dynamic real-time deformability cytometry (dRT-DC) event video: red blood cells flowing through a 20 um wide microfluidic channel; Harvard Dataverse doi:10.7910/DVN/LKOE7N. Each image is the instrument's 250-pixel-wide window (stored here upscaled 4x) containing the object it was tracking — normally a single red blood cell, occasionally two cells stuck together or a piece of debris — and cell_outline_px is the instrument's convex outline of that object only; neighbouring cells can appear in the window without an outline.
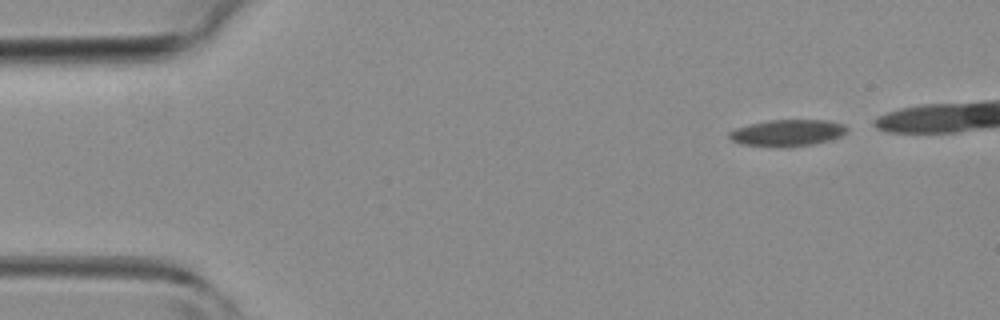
{"species": "common noctule bat (a hibernating species)", "species_latin": "Nyctalus noctula", "temperature_condition": "room temperature", "stored_images_in_passage": 7, "camera_frame_rate_fps": 3000, "um_per_image_px": 0.085, "animal": {"sex": "female", "body_mass_g": 19.3, "forearm_length_mm": 54.1}, "frame": {"image": 1, "passage_image": 1, "time_ms": 0.0, "image_size_px": [1000, 320], "cell_outline_px": [[848, 132], [844, 136], [832, 140], [812, 144], [784, 148], [740, 144], [732, 140], [728, 136], [728, 132], [736, 128], [748, 124], [768, 120], [828, 120], [844, 124], [848, 128]], "centroid_in_image_um": [66.97, 11.3], "position_along_channel_um": 18.0, "area_um2": 18.67}}
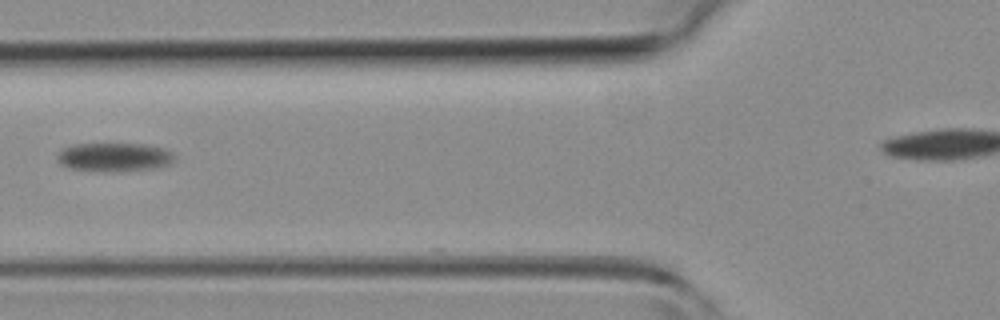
{"frame": {"image": 2, "passage_image": 5, "time_ms": 5.0, "image_size_px": [1000, 320], "cell_outline_px": [[176, 156], [172, 164], [160, 168], [120, 172], [92, 172], [68, 168], [60, 164], [56, 160], [56, 156], [64, 148], [72, 144], [144, 144], [164, 148], [172, 152]], "centroid_in_image_um": [9.73, 13.39], "position_along_channel_um": 116.1, "area_um2": 20.35}}